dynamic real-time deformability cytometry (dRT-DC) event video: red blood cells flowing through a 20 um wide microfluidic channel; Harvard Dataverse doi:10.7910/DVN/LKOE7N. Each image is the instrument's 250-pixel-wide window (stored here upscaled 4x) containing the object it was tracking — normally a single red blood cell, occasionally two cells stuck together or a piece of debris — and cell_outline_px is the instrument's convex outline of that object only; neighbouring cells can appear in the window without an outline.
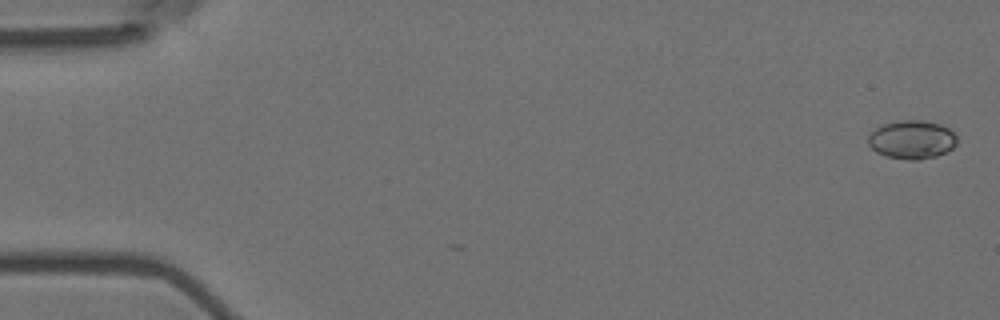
{"species": "Egyptian fruit bat (a non-hibernating species)", "species_latin": "Rousettus aegyptiacus", "temperature_condition": "room temperature", "stored_images_in_passage": 3, "camera_frame_rate_fps": 3000, "um_per_image_px": 0.085, "animal": {"sex": "female"}, "frame": {"image": 1, "passage_image": 1, "time_ms": 0.0, "image_size_px": [1000, 320], "cell_outline_px": [[956, 144], [948, 152], [936, 156], [920, 160], [908, 160], [884, 156], [876, 152], [868, 144], [868, 136], [876, 128], [884, 124], [896, 120], [924, 120], [940, 124], [948, 128], [956, 136]], "centroid_in_image_um": [77.51, 11.87], "position_along_channel_um": 7.5, "area_um2": 20.11}}